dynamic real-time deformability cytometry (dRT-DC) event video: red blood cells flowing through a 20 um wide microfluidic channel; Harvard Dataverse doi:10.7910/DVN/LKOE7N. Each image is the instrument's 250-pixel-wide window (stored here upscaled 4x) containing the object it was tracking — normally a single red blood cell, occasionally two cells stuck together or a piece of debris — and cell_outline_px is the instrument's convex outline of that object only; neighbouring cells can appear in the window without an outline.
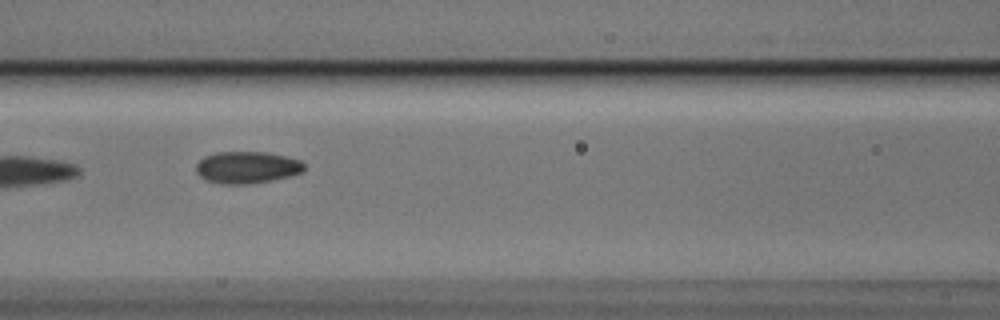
{"species": "Egyptian fruit bat (a non-hibernating species)", "species_latin": "Rousettus aegyptiacus", "temperature_condition": "cold", "stored_images_in_passage": 8, "camera_frame_rate_fps": 3000, "um_per_image_px": 0.085, "animal": {"sex": "male"}, "frame": {"image": 1, "passage_image": 4, "time_ms": 1.0, "image_size_px": [1000, 320], "cell_outline_px": [[304, 172], [292, 176], [244, 184], [220, 184], [208, 180], [200, 176], [196, 172], [196, 164], [204, 156], [216, 152], [264, 152], [284, 156], [300, 160], [304, 164]], "centroid_in_image_um": [20.99, 14.22], "position_along_channel_um": 145.6, "area_um2": 20.0}}
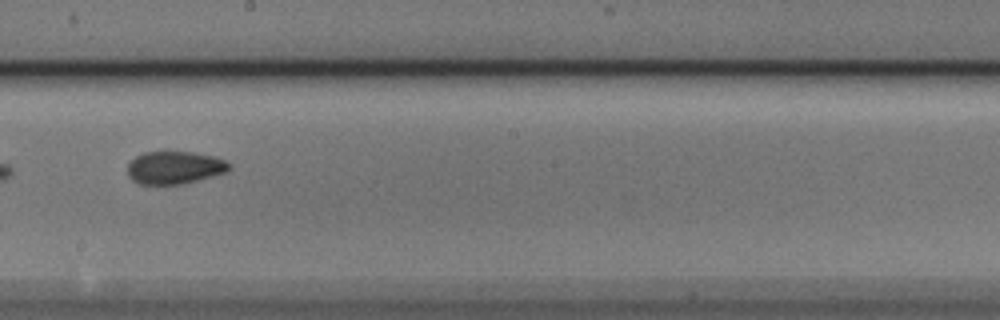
{"frame": {"image": 2, "passage_image": 6, "time_ms": 1.667, "image_size_px": [1000, 320], "cell_outline_px": [[232, 164], [224, 172], [196, 180], [180, 184], [140, 184], [132, 180], [128, 176], [128, 164], [136, 156], [144, 152], [192, 152], [212, 156], [224, 160]], "centroid_in_image_um": [14.79, 14.24], "position_along_channel_um": 233.4, "area_um2": 19.02}}